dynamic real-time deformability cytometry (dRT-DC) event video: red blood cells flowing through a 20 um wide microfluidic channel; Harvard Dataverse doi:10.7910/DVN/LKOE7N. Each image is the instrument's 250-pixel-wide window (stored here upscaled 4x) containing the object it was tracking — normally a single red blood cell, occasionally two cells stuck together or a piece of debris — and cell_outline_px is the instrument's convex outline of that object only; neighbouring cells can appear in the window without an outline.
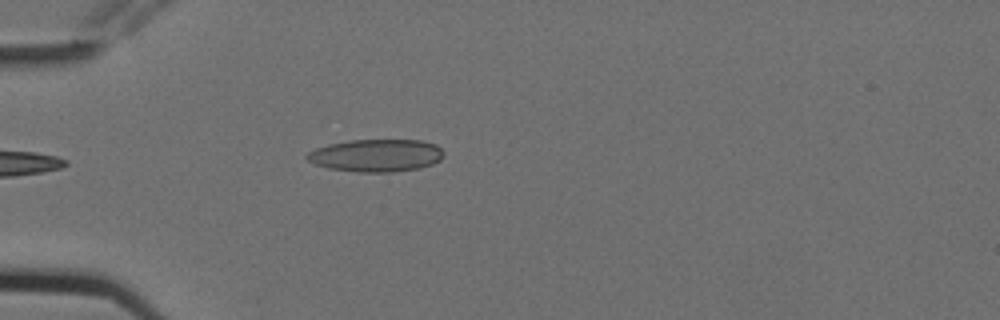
{"species": "Egyptian fruit bat (a non-hibernating species)", "species_latin": "Rousettus aegyptiacus", "temperature_condition": "cold", "stored_images_in_passage": 2, "camera_frame_rate_fps": 3000, "um_per_image_px": 0.085, "animal": {"sex": "female"}, "frame": {"image": 1, "passage_image": 2, "time_ms": 0.333, "image_size_px": [1000, 320], "cell_outline_px": [[444, 156], [440, 160], [432, 164], [420, 168], [396, 172], [356, 172], [328, 168], [316, 164], [308, 160], [304, 156], [308, 152], [316, 148], [328, 144], [352, 140], [420, 140], [436, 144], [444, 152]], "centroid_in_image_um": [31.99, 13.22], "position_along_channel_um": 53.0, "area_um2": 26.07}}